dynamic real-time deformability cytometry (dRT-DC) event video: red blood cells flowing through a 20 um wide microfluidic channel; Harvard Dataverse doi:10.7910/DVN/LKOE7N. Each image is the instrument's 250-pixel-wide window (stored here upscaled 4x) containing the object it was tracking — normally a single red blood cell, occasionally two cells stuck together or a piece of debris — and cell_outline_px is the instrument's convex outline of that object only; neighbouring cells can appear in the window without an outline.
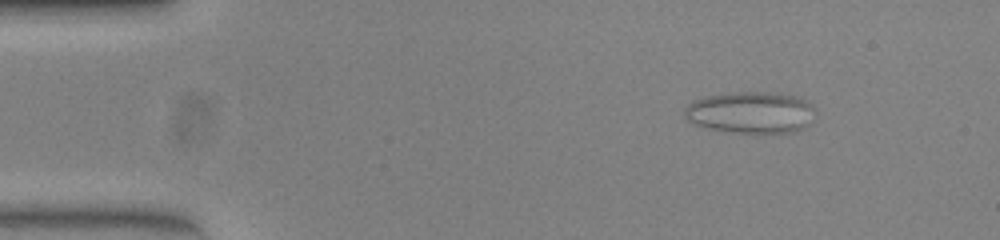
{"species": "common noctule bat (a hibernating species)", "species_latin": "Nyctalus noctula", "temperature_condition": "warm", "stored_images_in_passage": 48, "camera_frame_rate_fps": 3000, "um_per_image_px": 0.085, "animal": {"sex": "female", "body_mass_g": 23.0, "forearm_length_mm": 53.4}, "frame": {"image": 1, "passage_image": 1, "time_ms": 0.0, "image_size_px": [1000, 240], "cell_outline_px": [[812, 108], [808, 124], [796, 132], [724, 132], [692, 124], [684, 116], [684, 108], [692, 100], [708, 96], [736, 92], [764, 92], [792, 96], [804, 100]], "centroid_in_image_um": [63.69, 9.57], "position_along_channel_um": 21.3, "area_um2": 31.15}}
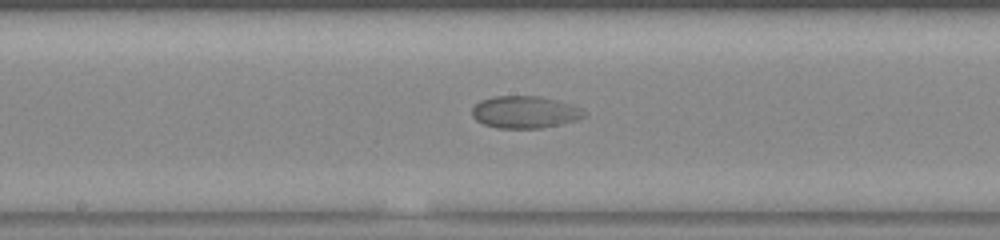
{"frame": {"image": 2, "passage_image": 22, "time_ms": 7.0, "image_size_px": [1000, 240], "cell_outline_px": [[584, 116], [572, 120], [540, 128], [500, 128], [484, 124], [476, 120], [472, 116], [472, 108], [480, 100], [492, 96], [540, 96], [556, 100], [584, 108]], "centroid_in_image_um": [44.56, 9.51], "position_along_channel_um": 203.6, "area_um2": 20.75}}
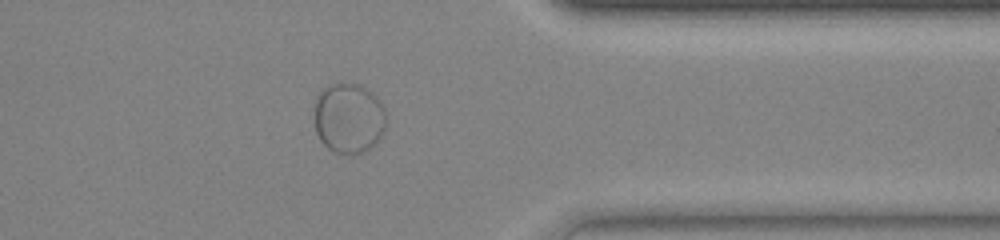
{"frame": {"image": 3, "passage_image": 37, "time_ms": 12.0, "image_size_px": [1000, 240], "cell_outline_px": [[384, 132], [364, 152], [336, 152], [328, 148], [320, 140], [316, 132], [316, 100], [320, 92], [324, 88], [332, 84], [360, 84], [368, 88], [376, 96], [384, 108]], "centroid_in_image_um": [29.65, 10.01], "position_along_channel_um": 381.8, "area_um2": 28.67}}